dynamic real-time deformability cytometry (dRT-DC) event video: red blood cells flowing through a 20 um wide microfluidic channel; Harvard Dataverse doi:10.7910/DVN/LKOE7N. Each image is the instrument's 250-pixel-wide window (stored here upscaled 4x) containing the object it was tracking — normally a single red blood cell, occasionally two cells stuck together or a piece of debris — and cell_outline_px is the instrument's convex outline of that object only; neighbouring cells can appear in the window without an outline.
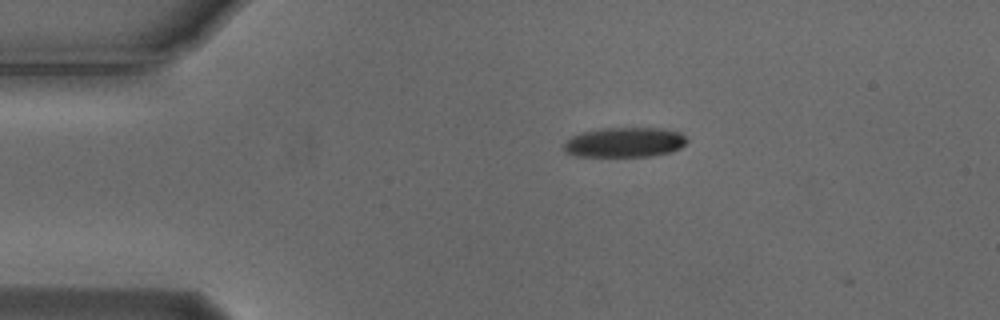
{"species": "Egyptian fruit bat (a non-hibernating species)", "species_latin": "Rousettus aegyptiacus", "temperature_condition": "cold", "stored_images_in_passage": 5, "camera_frame_rate_fps": 3000, "um_per_image_px": 0.085, "animal": {"sex": "male"}, "frame": {"image": 1, "passage_image": 1, "time_ms": 0.0, "image_size_px": [1000, 320], "cell_outline_px": [[688, 140], [680, 148], [672, 152], [648, 156], [576, 156], [564, 152], [564, 144], [572, 136], [584, 132], [604, 128], [660, 128], [680, 132]], "centroid_in_image_um": [53.11, 12.1], "position_along_channel_um": 31.9, "area_um2": 21.27}}